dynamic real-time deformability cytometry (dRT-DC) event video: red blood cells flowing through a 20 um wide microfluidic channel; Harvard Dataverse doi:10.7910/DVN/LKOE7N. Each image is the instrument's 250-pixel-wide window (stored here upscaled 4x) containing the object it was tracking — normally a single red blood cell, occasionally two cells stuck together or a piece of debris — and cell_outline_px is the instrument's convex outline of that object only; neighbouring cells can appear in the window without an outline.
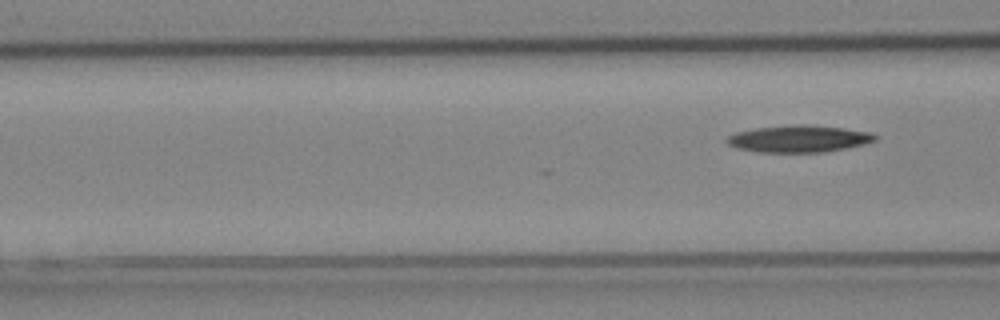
{"species": "Egyptian fruit bat (a non-hibernating species)", "species_latin": "Rousettus aegyptiacus", "temperature_condition": "cold", "stored_images_in_passage": 3, "segment_of_instrument_passage": [2, 2], "camera_frame_rate_fps": 3000, "um_per_image_px": 0.085, "animal": {"sex": "female"}, "frame": {"image": 1, "passage_image": 3, "time_ms": 0.667, "image_size_px": [1000, 320], "cell_outline_px": [[880, 136], [876, 140], [864, 144], [848, 148], [824, 152], [756, 152], [736, 148], [728, 144], [724, 140], [728, 136], [736, 132], [756, 128], [800, 124], [804, 124], [844, 128], [872, 132]], "centroid_in_image_um": [67.93, 11.8], "position_along_channel_um": 98.7, "area_um2": 23.47}}